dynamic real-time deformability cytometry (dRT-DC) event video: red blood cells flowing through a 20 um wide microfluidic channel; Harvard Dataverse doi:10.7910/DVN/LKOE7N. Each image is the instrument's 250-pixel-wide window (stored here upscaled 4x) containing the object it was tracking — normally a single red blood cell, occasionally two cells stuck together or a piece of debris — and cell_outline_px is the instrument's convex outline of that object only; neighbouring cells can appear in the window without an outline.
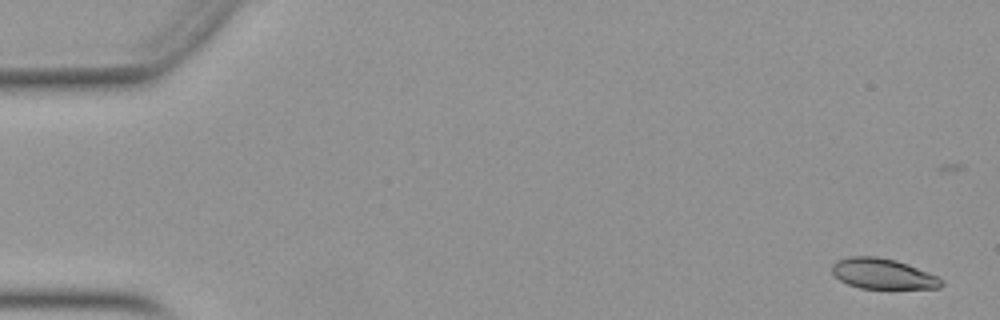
{"species": "Egyptian fruit bat (a non-hibernating species)", "species_latin": "Rousettus aegyptiacus", "temperature_condition": "warm", "stored_images_in_passage": 53, "camera_frame_rate_fps": 3000, "um_per_image_px": 0.085, "animal": {"sex": "female"}, "frame": {"image": 1, "passage_image": 2, "time_ms": 0.333, "image_size_px": [1000, 320], "cell_outline_px": [[944, 284], [940, 288], [860, 288], [848, 284], [840, 280], [832, 272], [832, 264], [836, 260], [848, 256], [876, 256], [896, 260], [908, 264], [928, 272], [944, 280]], "centroid_in_image_um": [75.04, 23.26], "position_along_channel_um": 10.0, "area_um2": 19.42}}
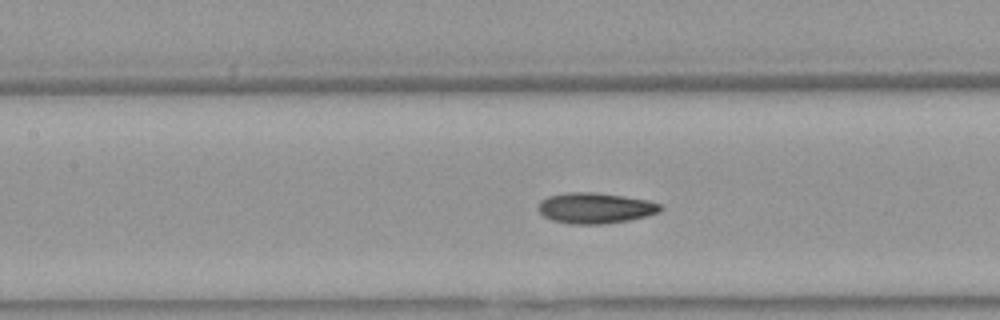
{"frame": {"image": 2, "passage_image": 24, "time_ms": 7.667, "image_size_px": [1000, 320], "cell_outline_px": [[664, 208], [660, 212], [648, 216], [628, 220], [604, 224], [568, 224], [552, 220], [544, 216], [536, 208], [540, 200], [548, 196], [568, 192], [596, 192], [624, 196], [648, 200], [660, 204]], "centroid_in_image_um": [50.59, 17.68], "position_along_channel_um": 156.8, "area_um2": 22.14}}
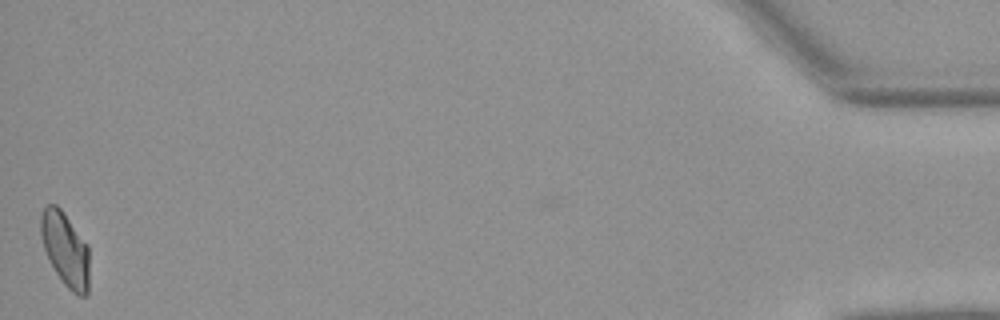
{"frame": {"image": 3, "passage_image": 52, "time_ms": 17.0, "image_size_px": [1000, 320], "cell_outline_px": [[88, 296], [80, 296], [72, 292], [64, 284], [56, 272], [44, 248], [40, 232], [40, 216], [44, 208], [48, 204], [56, 204], [60, 208], [88, 244]], "centroid_in_image_um": [5.56, 21.18], "position_along_channel_um": 429.6, "area_um2": 20.75}, "authors_computed_cell_mechanics": {"area_um2": 21.097, "velocity_mm_per_s": 3.9425, "shape_relaxation_time_tau1_ms": 7.12, "shape_relaxation_time_tau2_ms": 2.552, "deformation_change_tau1": 0.1849, "deformation_change_tau2": 0.0748}}